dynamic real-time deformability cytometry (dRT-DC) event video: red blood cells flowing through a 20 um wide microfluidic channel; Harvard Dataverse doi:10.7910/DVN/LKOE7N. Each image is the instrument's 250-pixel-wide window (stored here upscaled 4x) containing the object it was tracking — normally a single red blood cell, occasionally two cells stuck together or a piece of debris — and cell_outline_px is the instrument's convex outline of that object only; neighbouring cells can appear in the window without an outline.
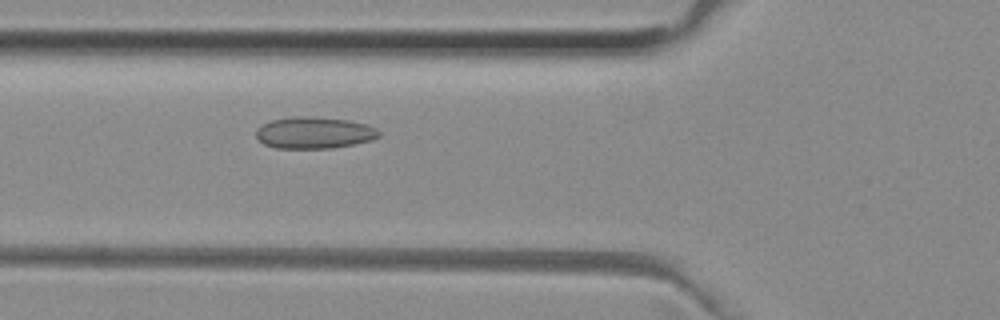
{"species": "common noctule bat (a hibernating species)", "species_latin": "Nyctalus noctula", "temperature_condition": "room temperature", "stored_images_in_passage": 38, "camera_frame_rate_fps": 3000, "um_per_image_px": 0.085, "animal": {"sex": "female", "body_mass_g": 29.2, "forearm_length_mm": 56.3}, "frame": {"image": 1, "passage_image": 5, "time_ms": 1.333, "image_size_px": [1000, 320], "cell_outline_px": [[380, 136], [372, 140], [332, 148], [276, 148], [264, 144], [256, 136], [256, 128], [272, 120], [292, 116], [312, 116], [348, 120], [364, 124], [376, 128], [380, 132]], "centroid_in_image_um": [26.7, 11.28], "position_along_channel_um": 99.1, "area_um2": 22.6}}
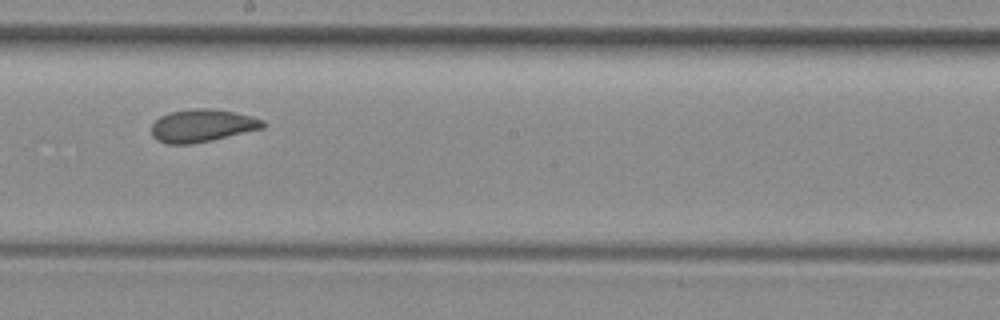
{"frame": {"image": 2, "passage_image": 15, "time_ms": 4.667, "image_size_px": [1000, 320], "cell_outline_px": [[268, 124], [264, 128], [212, 140], [192, 144], [164, 144], [156, 140], [152, 136], [152, 124], [160, 116], [168, 112], [196, 108], [208, 108], [236, 112], [252, 116], [264, 120]], "centroid_in_image_um": [17.2, 10.68], "position_along_channel_um": 231.0, "area_um2": 21.5}}
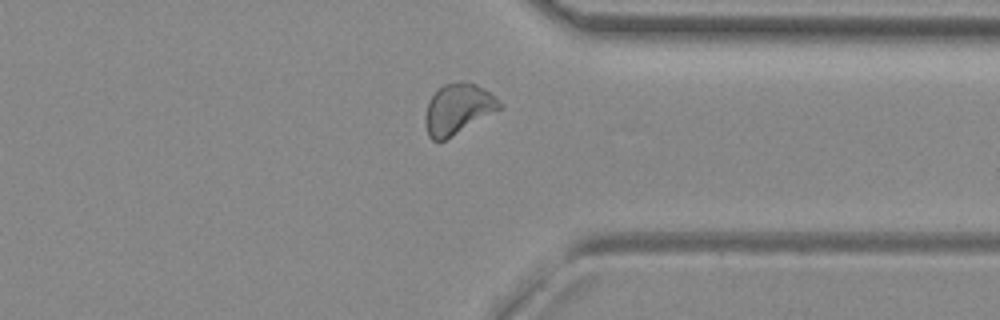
{"frame": {"image": 3, "passage_image": 26, "time_ms": 8.333, "image_size_px": [1000, 320], "cell_outline_px": [[504, 108], [444, 140], [432, 140], [428, 136], [424, 124], [424, 116], [428, 100], [436, 88], [444, 84], [460, 80], [468, 80], [484, 88], [496, 96], [504, 104]], "centroid_in_image_um": [38.94, 9.22], "position_along_channel_um": 372.5, "area_um2": 22.54}, "authors_computed_cell_mechanics": {"area_um2": 21.4438, "velocity_mm_per_s": 3.9599, "shape_relaxation_time_tau1_ms": null, "shape_relaxation_time_tau2_ms": 1.6399, "deformation_change_tau1": null, "deformation_change_tau2": 0.0834}}